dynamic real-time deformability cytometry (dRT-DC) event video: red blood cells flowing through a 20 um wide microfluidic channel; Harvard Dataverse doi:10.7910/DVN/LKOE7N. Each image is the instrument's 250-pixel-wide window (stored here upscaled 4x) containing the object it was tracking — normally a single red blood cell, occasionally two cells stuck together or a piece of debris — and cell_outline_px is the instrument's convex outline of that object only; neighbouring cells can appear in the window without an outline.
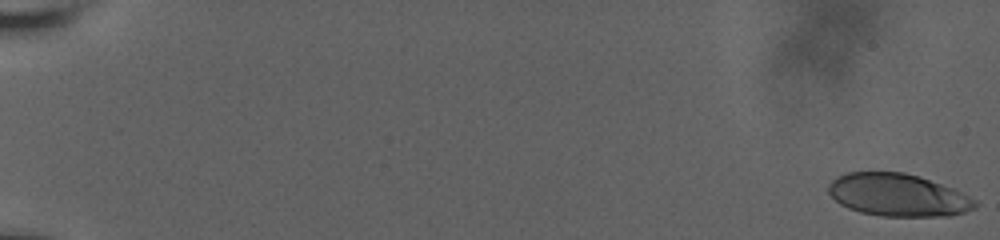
{"species": "human", "species_latin": "Homo sapiens", "temperature_condition": "room temperature", "stored_images_in_passage": 60, "camera_frame_rate_fps": 3000, "um_per_image_px": 0.085, "donor": {"sex": "male"}, "frame": {"image": 1, "passage_image": 1, "time_ms": 0.0, "image_size_px": [1000, 240], "cell_outline_px": [[980, 204], [976, 208], [952, 216], [884, 216], [860, 212], [848, 208], [840, 204], [828, 192], [828, 184], [836, 176], [848, 172], [904, 172], [920, 176], [952, 188], [976, 200]], "centroid_in_image_um": [76.33, 16.58], "position_along_channel_um": 8.7, "area_um2": 36.47}}
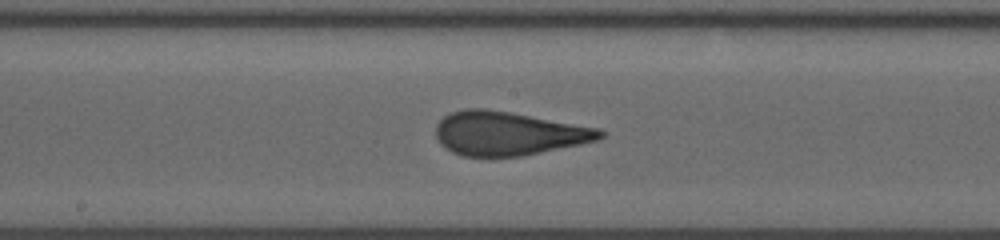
{"frame": {"image": 2, "passage_image": 35, "time_ms": 11.333, "image_size_px": [1000, 240], "cell_outline_px": [[604, 136], [596, 140], [580, 144], [520, 156], [464, 156], [452, 152], [444, 148], [440, 144], [436, 136], [436, 124], [448, 112], [464, 108], [484, 108], [508, 112], [600, 128], [604, 132]], "centroid_in_image_um": [43.15, 11.33], "position_along_channel_um": 205.1, "area_um2": 41.67}}
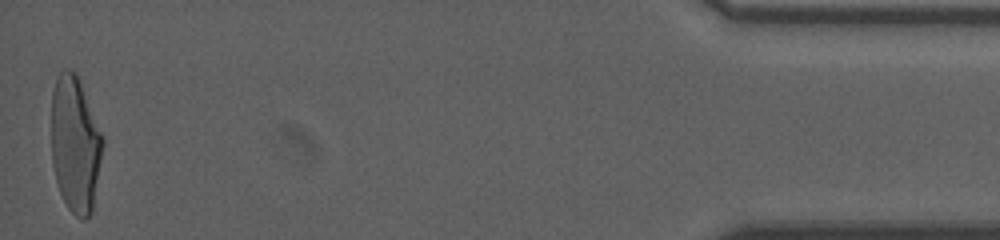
{"frame": {"image": 3, "passage_image": 60, "time_ms": 19.667, "image_size_px": [1000, 240], "cell_outline_px": [[104, 144], [92, 212], [84, 220], [80, 220], [68, 208], [60, 192], [56, 180], [52, 164], [52, 92], [56, 80], [60, 72], [64, 68], [68, 68], [76, 72], [80, 80], [104, 140]], "centroid_in_image_um": [6.4, 12.27], "position_along_channel_um": 428.8, "area_um2": 40.75}, "authors_computed_cell_mechanics": {"area_um2": 40.6045, "velocity_mm_per_s": 3.6622, "shape_relaxation_time_tau1_ms": 5.5158, "shape_relaxation_time_tau2_ms": 0.8805, "deformation_change_tau1": 0.2108, "deformation_change_tau2": 0.0966}}